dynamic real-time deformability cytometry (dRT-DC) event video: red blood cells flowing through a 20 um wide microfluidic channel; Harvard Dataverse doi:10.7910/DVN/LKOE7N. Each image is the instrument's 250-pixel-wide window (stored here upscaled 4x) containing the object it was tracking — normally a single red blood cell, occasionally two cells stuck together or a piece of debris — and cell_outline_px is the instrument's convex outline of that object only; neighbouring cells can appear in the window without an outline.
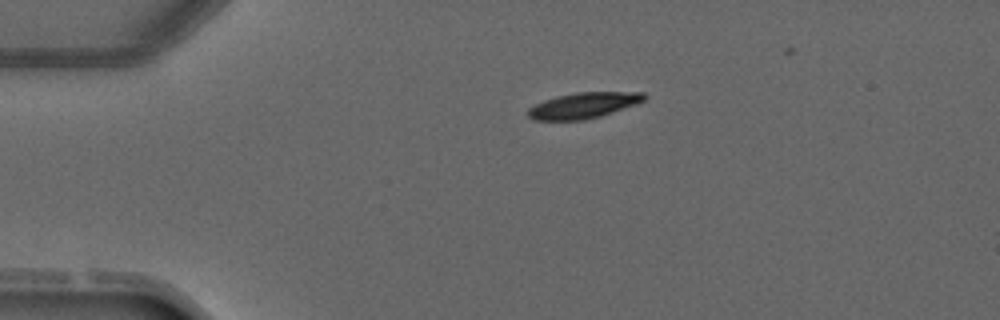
{"species": "common noctule bat (a hibernating species)", "species_latin": "Nyctalus noctula", "temperature_condition": "warm", "stored_images_in_passage": 3, "camera_frame_rate_fps": 3000, "um_per_image_px": 0.085, "animal": {"sex": "male", "forearm_length_mm": 52.5}, "frame": {"image": 1, "passage_image": 3, "time_ms": 2.333, "image_size_px": [1000, 320], "cell_outline_px": [[648, 96], [644, 100], [636, 104], [600, 116], [584, 120], [536, 120], [528, 116], [528, 108], [544, 100], [556, 96], [576, 92], [644, 92]], "centroid_in_image_um": [49.61, 8.95], "position_along_channel_um": 35.4, "area_um2": 17.4}}